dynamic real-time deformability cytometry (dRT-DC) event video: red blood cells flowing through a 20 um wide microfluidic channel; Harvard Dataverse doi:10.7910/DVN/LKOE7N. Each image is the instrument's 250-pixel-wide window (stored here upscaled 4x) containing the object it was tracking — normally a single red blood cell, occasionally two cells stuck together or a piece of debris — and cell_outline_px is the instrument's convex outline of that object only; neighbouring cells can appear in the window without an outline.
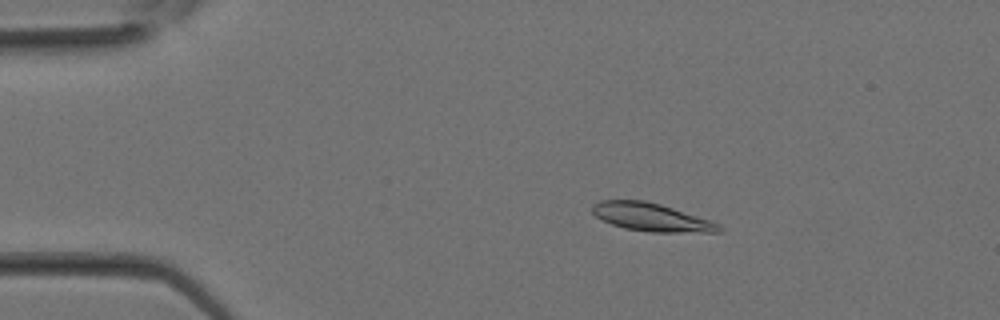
{"species": "Egyptian fruit bat (a non-hibernating species)", "species_latin": "Rousettus aegyptiacus", "temperature_condition": "room temperature", "stored_images_in_passage": 31, "camera_frame_rate_fps": 3000, "um_per_image_px": 0.085, "animal": {"sex": "female"}, "frame": {"image": 1, "passage_image": 5, "time_ms": 1.333, "image_size_px": [1000, 320], "cell_outline_px": [[724, 228], [720, 232], [652, 232], [624, 228], [612, 224], [596, 216], [592, 212], [592, 204], [600, 200], [644, 200], [660, 204], [708, 220]], "centroid_in_image_um": [55.31, 18.46], "position_along_channel_um": 29.7, "area_um2": 20.35}}
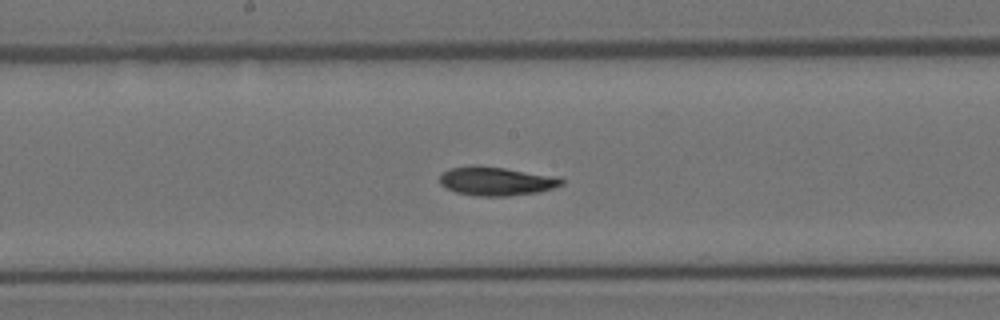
{"frame": {"image": 2, "passage_image": 16, "time_ms": 5.0, "image_size_px": [1000, 320], "cell_outline_px": [[564, 184], [540, 192], [508, 196], [480, 196], [456, 192], [444, 188], [440, 184], [440, 172], [448, 168], [472, 164], [476, 164], [560, 176], [564, 180]], "centroid_in_image_um": [42.17, 15.38], "position_along_channel_um": 206.0, "area_um2": 20.92}}
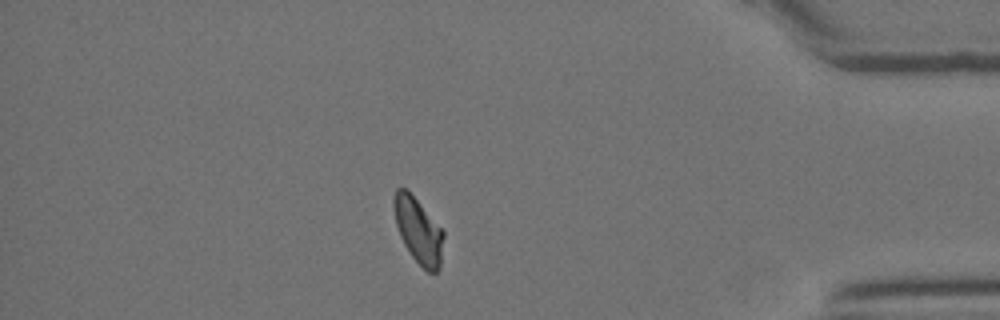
{"frame": {"image": 3, "passage_image": 27, "time_ms": 8.667, "image_size_px": [1000, 320], "cell_outline_px": [[444, 236], [440, 264], [436, 272], [428, 272], [412, 256], [404, 244], [400, 236], [396, 224], [392, 208], [392, 200], [396, 188], [408, 188], [444, 232]], "centroid_in_image_um": [35.52, 19.53], "position_along_channel_um": 399.7, "area_um2": 18.96}}